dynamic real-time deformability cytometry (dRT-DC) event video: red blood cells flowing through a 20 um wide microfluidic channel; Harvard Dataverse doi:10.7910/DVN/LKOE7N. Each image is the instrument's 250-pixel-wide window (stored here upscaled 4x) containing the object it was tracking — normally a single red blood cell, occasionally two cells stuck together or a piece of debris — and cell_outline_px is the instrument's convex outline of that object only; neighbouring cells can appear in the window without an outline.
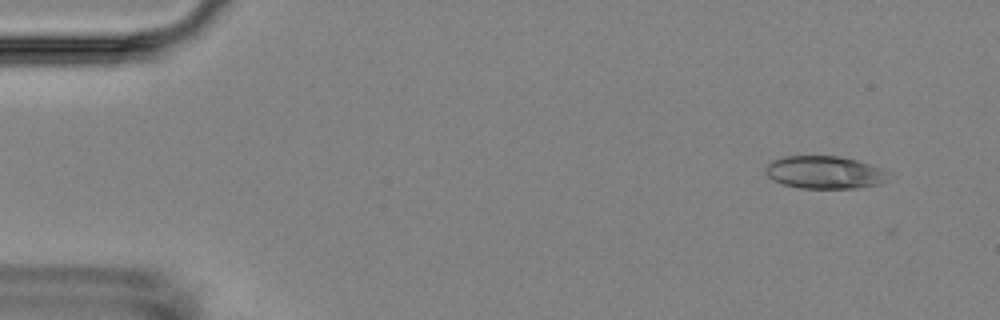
{"species": "Egyptian fruit bat (a non-hibernating species)", "species_latin": "Rousettus aegyptiacus", "temperature_condition": "room temperature", "stored_images_in_passage": 8, "camera_frame_rate_fps": 3000, "um_per_image_px": 0.085, "animal": {"sex": "female"}, "frame": {"image": 1, "passage_image": 1, "time_ms": 0.0, "image_size_px": [1000, 320], "cell_outline_px": [[888, 180], [880, 184], [856, 188], [800, 188], [784, 184], [772, 180], [768, 176], [764, 168], [772, 160], [784, 156], [840, 156], [856, 160], [880, 168], [884, 172]], "centroid_in_image_um": [70.04, 14.65], "position_along_channel_um": 15.0, "area_um2": 23.24}}
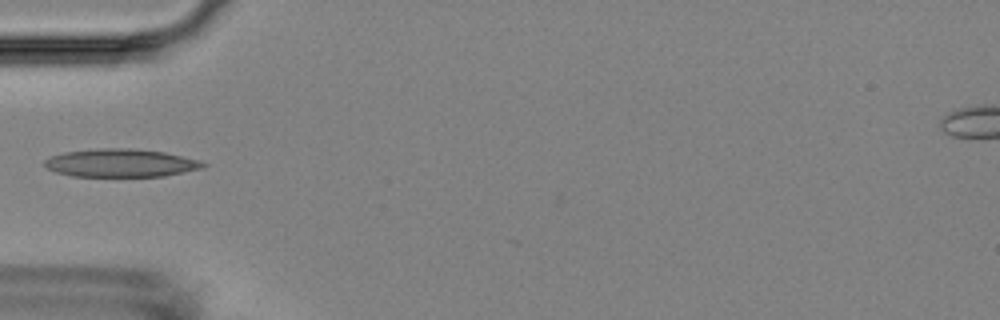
{"frame": {"image": 2, "passage_image": 5, "time_ms": 4.667, "image_size_px": [1000, 320], "cell_outline_px": [[208, 164], [204, 168], [164, 176], [72, 176], [56, 172], [48, 168], [44, 164], [44, 160], [52, 156], [64, 152], [96, 148], [132, 148], [164, 152], [200, 160]], "centroid_in_image_um": [10.29, 13.85], "position_along_channel_um": 74.7, "area_um2": 25.95}}